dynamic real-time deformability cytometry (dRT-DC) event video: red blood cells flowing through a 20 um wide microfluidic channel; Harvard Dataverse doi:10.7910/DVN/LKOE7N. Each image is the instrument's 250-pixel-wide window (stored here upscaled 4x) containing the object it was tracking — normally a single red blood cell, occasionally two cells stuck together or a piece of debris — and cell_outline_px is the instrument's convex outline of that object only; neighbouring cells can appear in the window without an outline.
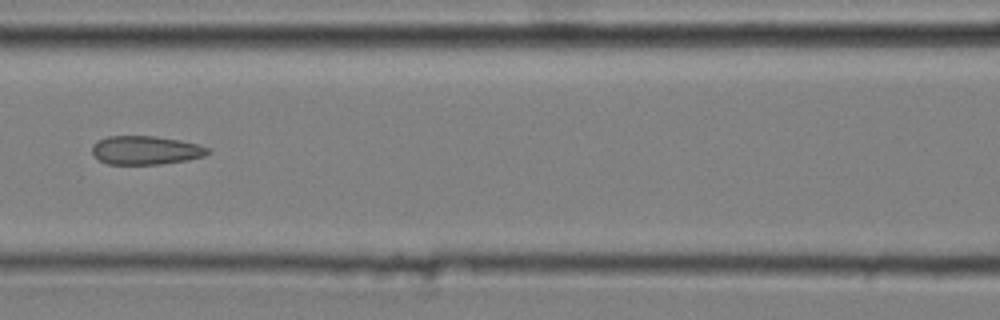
{"species": "common noctule bat (a hibernating species)", "species_latin": "Nyctalus noctula", "temperature_condition": "cold", "stored_images_in_passage": 6, "camera_frame_rate_fps": 3000, "um_per_image_px": 0.085, "animal": {"sex": "male", "body_mass_g": 20.4}, "frame": {"image": 1, "passage_image": 3, "time_ms": 0.667, "image_size_px": [1000, 320], "cell_outline_px": [[212, 152], [204, 156], [188, 160], [160, 164], [108, 164], [100, 160], [92, 152], [92, 144], [96, 140], [108, 136], [156, 136], [180, 140], [200, 144], [208, 148]], "centroid_in_image_um": [12.41, 12.76], "position_along_channel_um": 154.2, "area_um2": 19.48}}
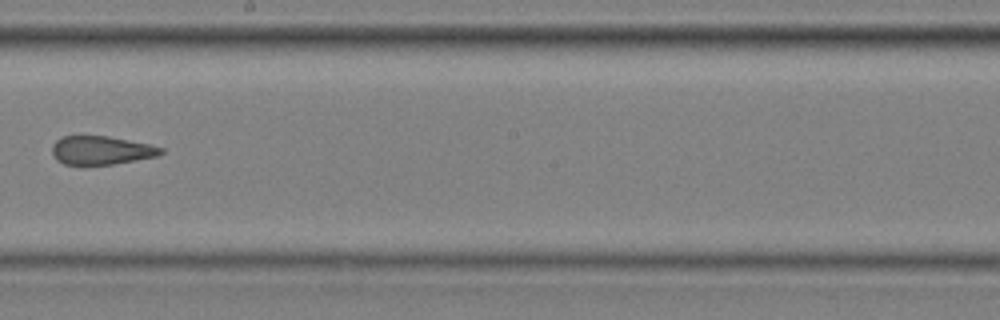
{"frame": {"image": 2, "passage_image": 5, "time_ms": 1.333, "image_size_px": [1000, 320], "cell_outline_px": [[164, 152], [156, 156], [112, 164], [64, 164], [56, 160], [52, 152], [52, 144], [60, 136], [108, 136], [148, 144], [164, 148]], "centroid_in_image_um": [8.57, 12.76], "position_along_channel_um": 239.6, "area_um2": 17.92}}
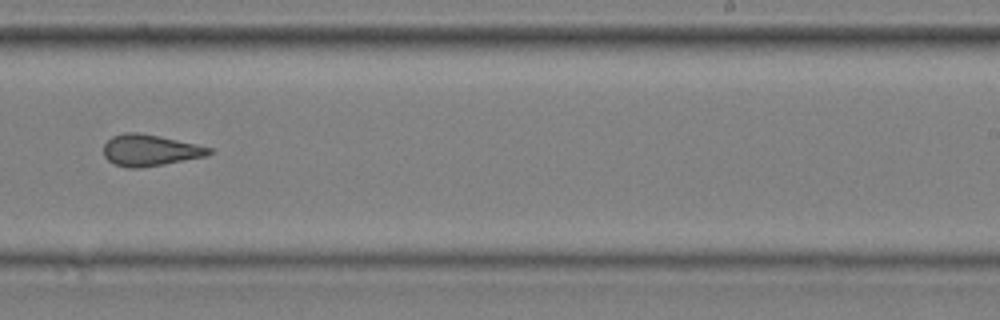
{"frame": {"image": 3, "passage_image": 6, "time_ms": 1.667, "image_size_px": [1000, 320], "cell_outline_px": [[212, 152], [208, 156], [164, 164], [140, 168], [124, 168], [112, 164], [104, 156], [104, 144], [112, 136], [124, 132], [140, 132], [160, 136], [196, 144], [212, 148]], "centroid_in_image_um": [12.73, 12.78], "position_along_channel_um": 276.3, "area_um2": 19.54}}